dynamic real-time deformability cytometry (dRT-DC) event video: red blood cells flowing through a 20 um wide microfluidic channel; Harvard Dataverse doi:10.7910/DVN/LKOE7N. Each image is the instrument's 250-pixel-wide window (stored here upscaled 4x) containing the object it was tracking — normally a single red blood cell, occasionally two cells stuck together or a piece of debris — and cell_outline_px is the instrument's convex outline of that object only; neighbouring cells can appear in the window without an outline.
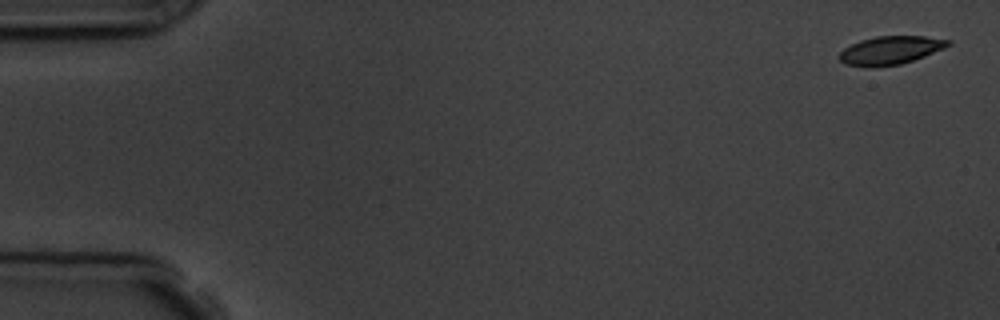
{"species": "common noctule bat (a hibernating species)", "species_latin": "Nyctalus noctula", "temperature_condition": "room temperature", "stored_images_in_passage": 2, "segment_of_instrument_passage": [2, 2], "camera_frame_rate_fps": 3000, "um_per_image_px": 0.085, "animal": {"sex": "male", "body_mass_g": 19.5, "forearm_length_mm": 54.6}, "frame": {"image": 1, "passage_image": 2, "time_ms": 2.333, "image_size_px": [1000, 320], "cell_outline_px": [[952, 44], [944, 48], [924, 56], [900, 64], [844, 64], [836, 56], [844, 48], [860, 40], [876, 36], [924, 36], [952, 40]], "centroid_in_image_um": [75.73, 4.22], "position_along_channel_um": 9.3, "area_um2": 17.28}}